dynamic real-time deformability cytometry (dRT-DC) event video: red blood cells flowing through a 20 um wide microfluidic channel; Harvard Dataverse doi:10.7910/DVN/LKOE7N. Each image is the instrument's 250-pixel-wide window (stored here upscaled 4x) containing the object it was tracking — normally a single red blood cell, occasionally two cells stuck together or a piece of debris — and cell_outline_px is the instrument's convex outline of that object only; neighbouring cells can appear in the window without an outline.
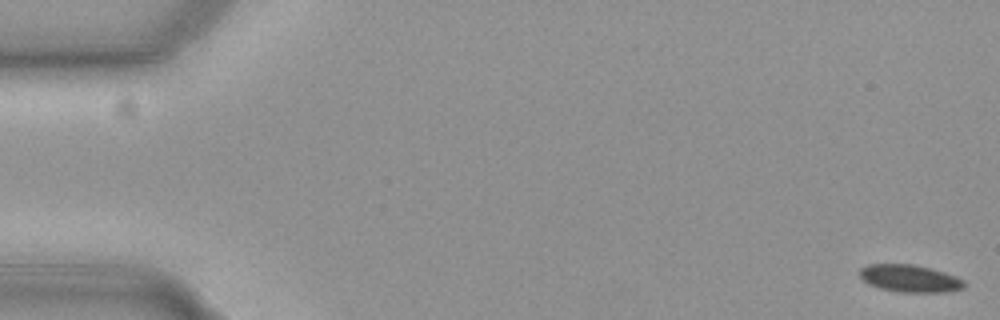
{"species": "common noctule bat (a hibernating species)", "species_latin": "Nyctalus noctula", "temperature_condition": "cold", "stored_images_in_passage": 57, "camera_frame_rate_fps": 3000, "um_per_image_px": 0.085, "animal": {"sex": "female", "body_mass_g": 19.3, "forearm_length_mm": 54.1}, "frame": {"image": 1, "passage_image": 1, "time_ms": 0.0, "image_size_px": [1000, 320], "cell_outline_px": [[964, 288], [948, 292], [900, 292], [880, 288], [868, 284], [860, 276], [860, 268], [868, 264], [912, 264], [944, 272], [956, 276], [964, 280]], "centroid_in_image_um": [77.34, 23.67], "position_along_channel_um": 7.7, "area_um2": 16.59}}
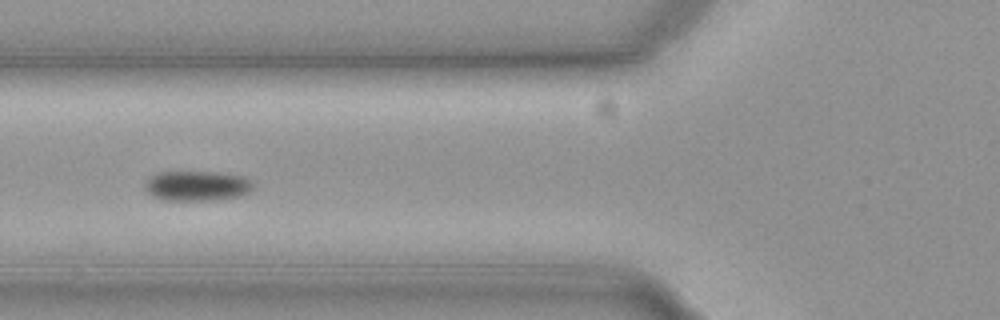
{"frame": {"image": 2, "passage_image": 22, "time_ms": 7.0, "image_size_px": [1000, 320], "cell_outline_px": [[252, 188], [248, 192], [240, 196], [212, 200], [164, 200], [152, 196], [144, 188], [144, 184], [152, 176], [160, 172], [208, 172], [240, 176], [248, 180], [252, 184]], "centroid_in_image_um": [16.69, 15.81], "position_along_channel_um": 109.1, "area_um2": 18.5}}
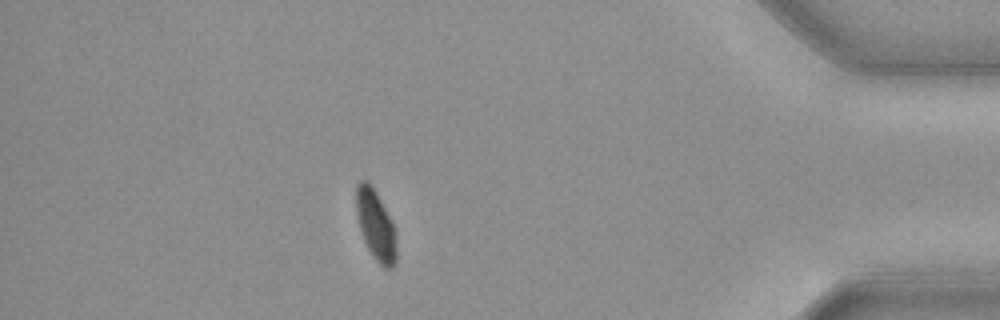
{"frame": {"image": 3, "passage_image": 50, "time_ms": 16.333, "image_size_px": [1000, 320], "cell_outline_px": [[396, 264], [392, 268], [384, 268], [376, 260], [368, 248], [364, 240], [360, 228], [356, 212], [356, 184], [360, 180], [368, 180], [372, 184], [392, 220], [396, 228]], "centroid_in_image_um": [31.95, 19.1], "position_along_channel_um": 403.2, "area_um2": 16.7}, "authors_computed_cell_mechanics": {"area_um2": 17.4556, "velocity_mm_per_s": 3.6682, "shape_relaxation_time_tau1_ms": 4.5215, "shape_relaxation_time_tau2_ms": 3.8793, "deformation_change_tau1": 0.0953, "deformation_change_tau2": 0.0746}}